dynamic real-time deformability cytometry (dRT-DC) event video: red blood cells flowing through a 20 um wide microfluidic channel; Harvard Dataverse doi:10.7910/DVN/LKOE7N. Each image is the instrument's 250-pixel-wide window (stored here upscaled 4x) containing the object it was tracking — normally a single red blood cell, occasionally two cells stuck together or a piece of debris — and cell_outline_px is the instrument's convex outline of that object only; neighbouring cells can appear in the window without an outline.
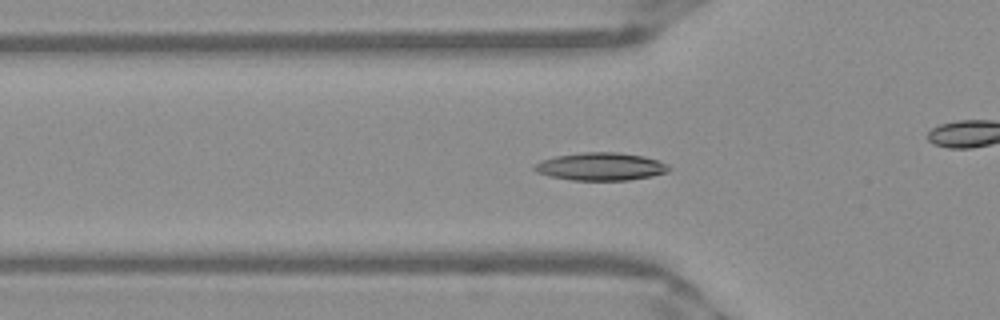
{"species": "Egyptian fruit bat (a non-hibernating species)", "species_latin": "Rousettus aegyptiacus", "temperature_condition": "warm", "stored_images_in_passage": 52, "camera_frame_rate_fps": 3000, "um_per_image_px": 0.085, "frame": {"image": 1, "passage_image": 17, "time_ms": 5.333, "image_size_px": [1000, 320], "cell_outline_px": [[672, 168], [668, 172], [652, 176], [628, 180], [572, 180], [548, 176], [536, 172], [532, 168], [532, 164], [540, 160], [556, 156], [584, 152], [616, 152], [644, 156], [668, 164]], "centroid_in_image_um": [51.03, 14.16], "position_along_channel_um": 74.8, "area_um2": 21.96}}
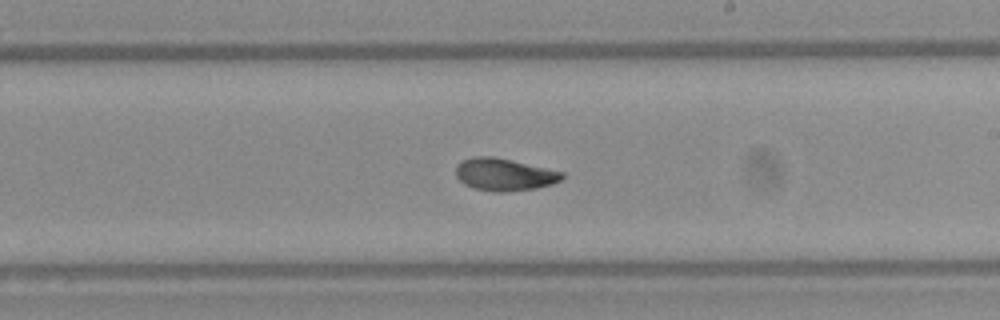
{"frame": {"image": 2, "passage_image": 30, "time_ms": 9.667, "image_size_px": [1000, 320], "cell_outline_px": [[564, 176], [560, 180], [552, 184], [536, 188], [504, 192], [496, 192], [476, 188], [464, 184], [456, 176], [456, 164], [460, 160], [472, 156], [492, 156], [512, 160], [564, 172]], "centroid_in_image_um": [42.84, 14.82], "position_along_channel_um": 246.2, "area_um2": 20.06}}
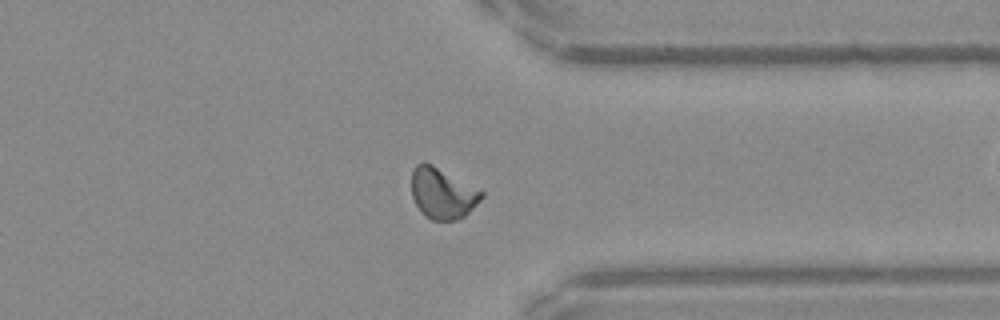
{"frame": {"image": 3, "passage_image": 40, "time_ms": 13.0, "image_size_px": [1000, 320], "cell_outline_px": [[484, 196], [464, 216], [456, 220], [432, 220], [420, 212], [412, 196], [412, 172], [416, 164], [424, 160], [432, 164], [484, 192]], "centroid_in_image_um": [37.58, 16.42], "position_along_channel_um": 373.8, "area_um2": 20.58}, "authors_computed_cell_mechanics": {"area_um2": 19.9988, "velocity_mm_per_s": 3.927, "shape_relaxation_time_tau1_ms": 6.0103, "shape_relaxation_time_tau2_ms": 2.5931, "deformation_change_tau1": 0.1748, "deformation_change_tau2": 0.0738}}